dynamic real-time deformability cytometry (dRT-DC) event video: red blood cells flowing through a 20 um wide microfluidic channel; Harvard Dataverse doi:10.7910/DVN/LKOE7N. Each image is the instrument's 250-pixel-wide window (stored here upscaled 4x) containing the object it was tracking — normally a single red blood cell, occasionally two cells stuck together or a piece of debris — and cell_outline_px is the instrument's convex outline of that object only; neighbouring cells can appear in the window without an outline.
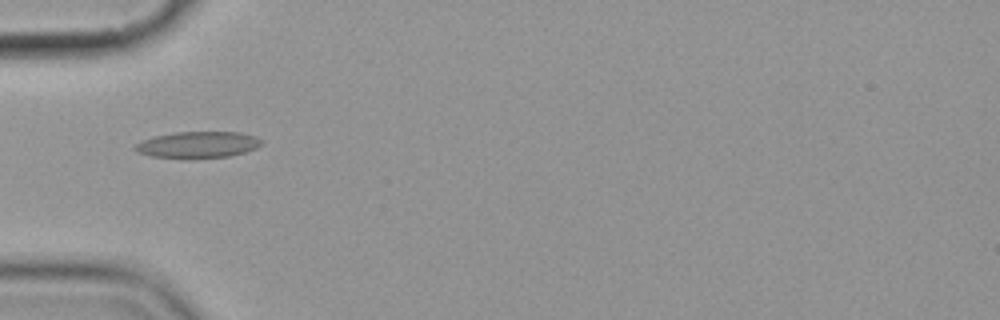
{"species": "common noctule bat (a hibernating species)", "species_latin": "Nyctalus noctula", "temperature_condition": "cold", "stored_images_in_passage": 5, "camera_frame_rate_fps": 3000, "um_per_image_px": 0.085, "animal": {"sex": "female", "body_mass_g": 19.9}, "frame": {"image": 1, "passage_image": 3, "time_ms": 2.333, "image_size_px": [1000, 320], "cell_outline_px": [[264, 140], [256, 148], [244, 152], [228, 156], [192, 160], [180, 160], [152, 156], [136, 152], [132, 148], [136, 144], [152, 136], [176, 132], [240, 132], [256, 136]], "centroid_in_image_um": [16.78, 12.33], "position_along_channel_um": 68.2, "area_um2": 20.06}}
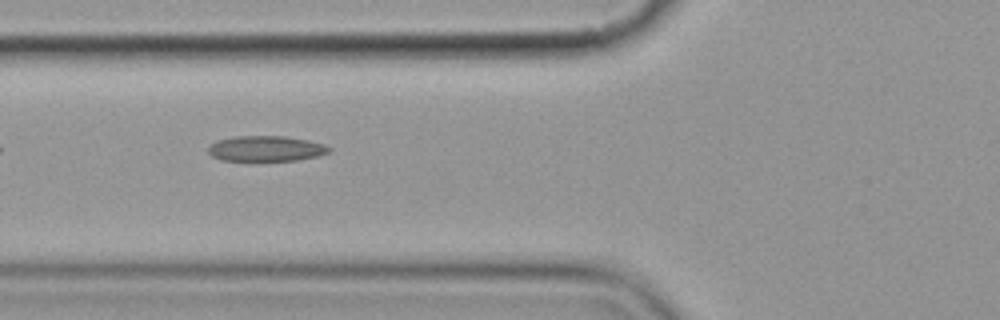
{"frame": {"image": 2, "passage_image": 4, "time_ms": 3.333, "image_size_px": [1000, 320], "cell_outline_px": [[332, 148], [328, 152], [316, 156], [296, 160], [220, 160], [212, 156], [208, 152], [208, 148], [216, 140], [232, 136], [284, 136], [308, 140], [324, 144]], "centroid_in_image_um": [22.58, 12.62], "position_along_channel_um": 103.2, "area_um2": 17.8}}
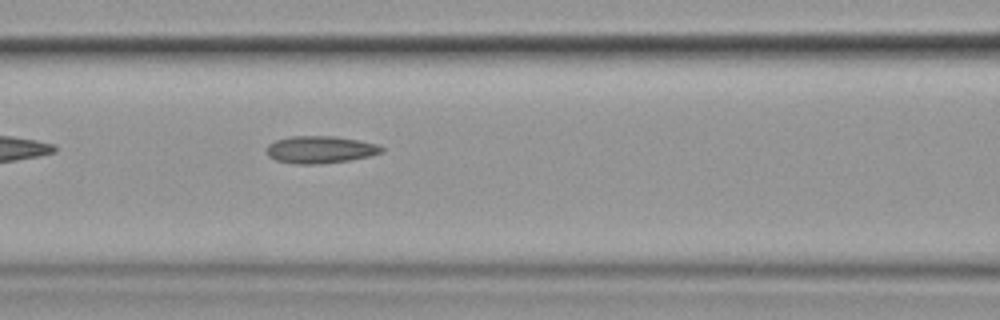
{"frame": {"image": 3, "passage_image": 5, "time_ms": 4.333, "image_size_px": [1000, 320], "cell_outline_px": [[384, 152], [372, 156], [348, 160], [316, 164], [296, 164], [276, 160], [268, 156], [264, 148], [268, 144], [276, 140], [288, 136], [336, 136], [376, 144], [384, 148]], "centroid_in_image_um": [27.19, 12.71], "position_along_channel_um": 139.4, "area_um2": 18.38}}